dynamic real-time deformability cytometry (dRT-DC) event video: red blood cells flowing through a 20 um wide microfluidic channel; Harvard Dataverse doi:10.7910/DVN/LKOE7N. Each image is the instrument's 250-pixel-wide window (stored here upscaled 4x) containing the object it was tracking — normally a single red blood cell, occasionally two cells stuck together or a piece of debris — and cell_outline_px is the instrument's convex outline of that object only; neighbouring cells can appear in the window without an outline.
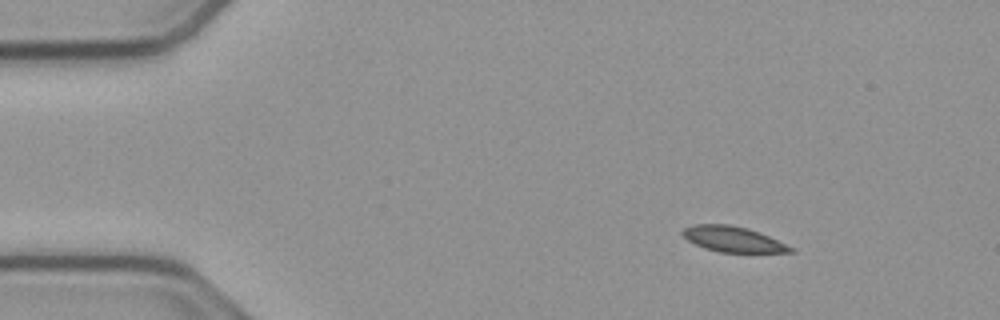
{"species": "common noctule bat (a hibernating species)", "species_latin": "Nyctalus noctula", "temperature_condition": "cold", "stored_images_in_passage": 48, "camera_frame_rate_fps": 3000, "um_per_image_px": 0.085, "animal": {"sex": "male", "body_mass_g": 23.1, "forearm_length_mm": 52.7}, "frame": {"image": 1, "passage_image": 1, "time_ms": 0.0, "image_size_px": [1000, 320], "cell_outline_px": [[796, 252], [720, 252], [704, 248], [688, 240], [680, 232], [684, 228], [692, 224], [728, 224], [748, 228], [768, 236], [796, 248]], "centroid_in_image_um": [62.31, 20.33], "position_along_channel_um": 22.7, "area_um2": 16.01}}
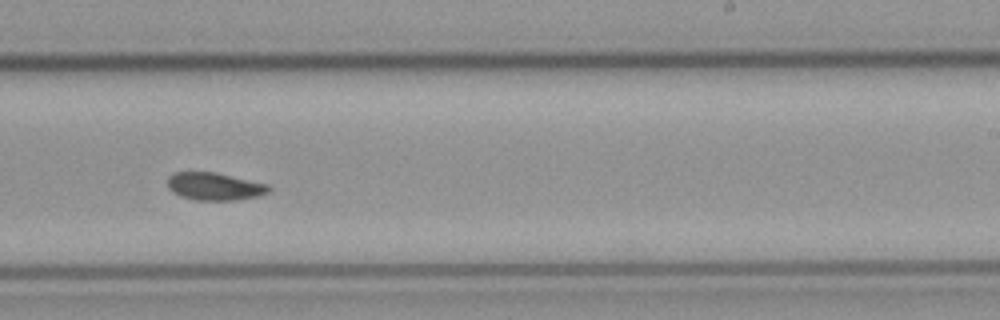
{"frame": {"image": 2, "passage_image": 27, "time_ms": 8.667, "image_size_px": [1000, 320], "cell_outline_px": [[272, 188], [268, 192], [260, 196], [236, 200], [196, 200], [180, 196], [172, 192], [168, 188], [168, 176], [172, 172], [216, 172], [268, 184]], "centroid_in_image_um": [18.24, 15.84], "position_along_channel_um": 270.8, "area_um2": 16.47}}
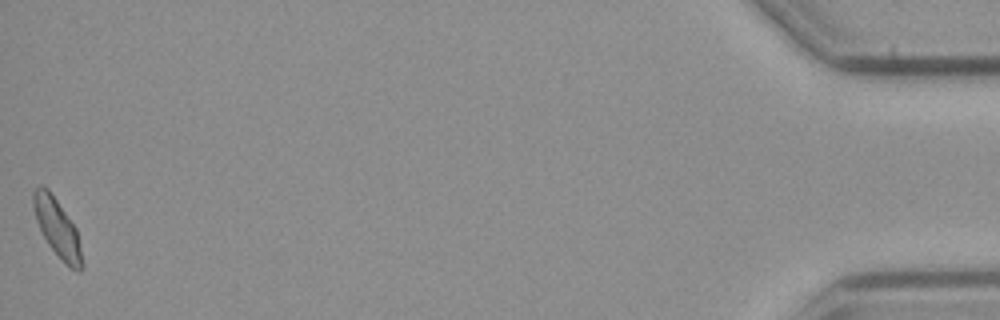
{"frame": {"image": 3, "passage_image": 48, "time_ms": 15.667, "image_size_px": [1000, 320], "cell_outline_px": [[84, 268], [80, 272], [76, 272], [60, 260], [48, 244], [36, 220], [32, 204], [32, 192], [40, 184], [48, 188], [76, 228], [84, 264]], "centroid_in_image_um": [4.88, 19.41], "position_along_channel_um": 430.3, "area_um2": 16.59}, "authors_computed_cell_mechanics": {"area_um2": 16.5886, "velocity_mm_per_s": 3.7642, "shape_relaxation_time_tau1_ms": 5.5298, "shape_relaxation_time_tau2_ms": null, "deformation_change_tau1": 0.1168, "deformation_change_tau2": null}}